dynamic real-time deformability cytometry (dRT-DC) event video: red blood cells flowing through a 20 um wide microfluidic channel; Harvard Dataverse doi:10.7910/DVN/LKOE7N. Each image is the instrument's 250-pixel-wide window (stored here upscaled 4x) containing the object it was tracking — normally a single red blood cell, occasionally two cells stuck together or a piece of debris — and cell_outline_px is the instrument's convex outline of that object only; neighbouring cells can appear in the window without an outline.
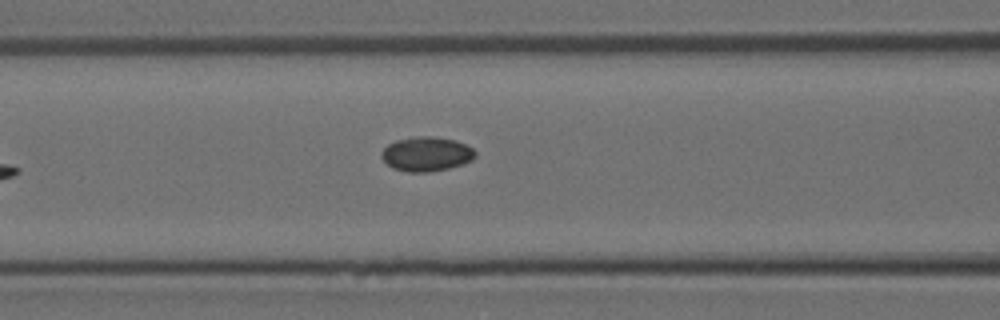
{"species": "Egyptian fruit bat (a non-hibernating species)", "species_latin": "Rousettus aegyptiacus", "temperature_condition": "room temperature", "stored_images_in_passage": 7, "camera_frame_rate_fps": 3000, "um_per_image_px": 0.085, "animal": {"sex": "female"}, "frame": {"image": 1, "passage_image": 7, "time_ms": 2.0, "image_size_px": [1000, 320], "cell_outline_px": [[476, 156], [472, 160], [448, 168], [428, 172], [408, 172], [392, 168], [380, 156], [380, 152], [388, 144], [396, 140], [416, 136], [432, 136], [456, 140], [472, 148], [476, 152]], "centroid_in_image_um": [36.22, 13.08], "position_along_channel_um": 130.4, "area_um2": 18.79}}